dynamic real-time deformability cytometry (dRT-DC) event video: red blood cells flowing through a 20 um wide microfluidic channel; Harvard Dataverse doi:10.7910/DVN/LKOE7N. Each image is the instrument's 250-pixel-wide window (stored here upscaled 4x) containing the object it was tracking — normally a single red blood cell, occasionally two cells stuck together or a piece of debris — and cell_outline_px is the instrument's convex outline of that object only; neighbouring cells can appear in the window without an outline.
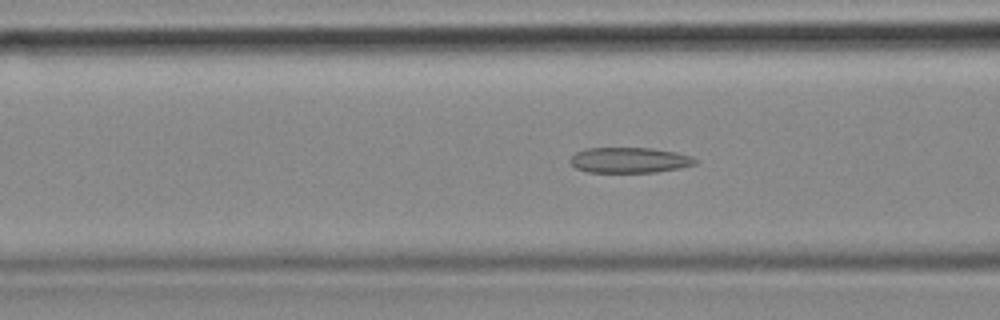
{"species": "common noctule bat (a hibernating species)", "species_latin": "Nyctalus noctula", "temperature_condition": "cold", "stored_images_in_passage": 54, "camera_frame_rate_fps": 3000, "um_per_image_px": 0.085, "animal": {"sex": "female", "body_mass_g": 18.4}, "frame": {"image": 1, "passage_image": 20, "time_ms": 6.333, "image_size_px": [1000, 320], "cell_outline_px": [[700, 160], [696, 164], [680, 168], [656, 172], [588, 172], [576, 168], [568, 160], [576, 152], [588, 148], [652, 148], [676, 152], [692, 156]], "centroid_in_image_um": [53.54, 13.61], "position_along_channel_um": 113.1, "area_um2": 18.67}}
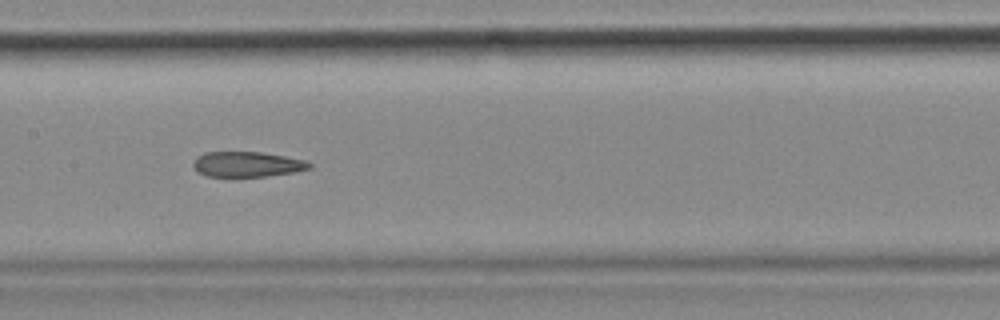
{"frame": {"image": 2, "passage_image": 26, "time_ms": 8.333, "image_size_px": [1000, 320], "cell_outline_px": [[312, 168], [292, 172], [264, 176], [208, 176], [196, 172], [192, 164], [196, 156], [204, 152], [260, 152], [284, 156], [304, 160], [312, 164]], "centroid_in_image_um": [20.96, 13.95], "position_along_channel_um": 186.4, "area_um2": 16.99}}
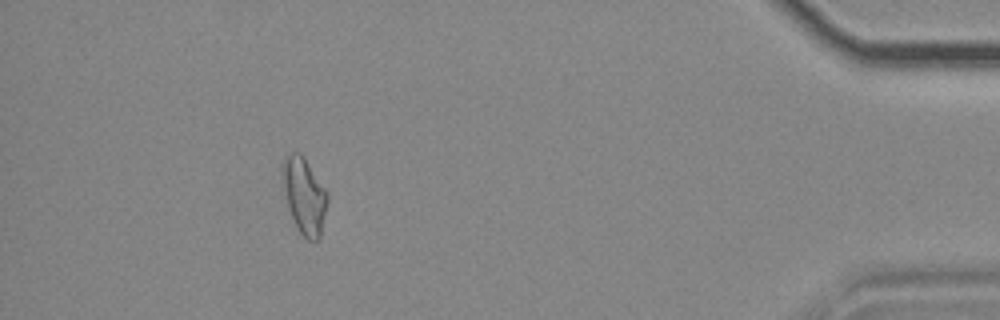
{"frame": {"image": 3, "passage_image": 49, "time_ms": 16.0, "image_size_px": [1000, 320], "cell_outline_px": [[328, 204], [320, 236], [316, 240], [308, 240], [296, 228], [288, 208], [280, 172], [280, 164], [292, 152], [300, 152], [304, 156], [328, 192]], "centroid_in_image_um": [25.86, 16.6], "position_along_channel_um": 409.3, "area_um2": 20.23}, "authors_computed_cell_mechanics": {"area_um2": 19.1029, "velocity_mm_per_s": 3.6691, "shape_relaxation_time_tau1_ms": null, "shape_relaxation_time_tau2_ms": 2.0339, "deformation_change_tau1": null, "deformation_change_tau2": 0.0964}}